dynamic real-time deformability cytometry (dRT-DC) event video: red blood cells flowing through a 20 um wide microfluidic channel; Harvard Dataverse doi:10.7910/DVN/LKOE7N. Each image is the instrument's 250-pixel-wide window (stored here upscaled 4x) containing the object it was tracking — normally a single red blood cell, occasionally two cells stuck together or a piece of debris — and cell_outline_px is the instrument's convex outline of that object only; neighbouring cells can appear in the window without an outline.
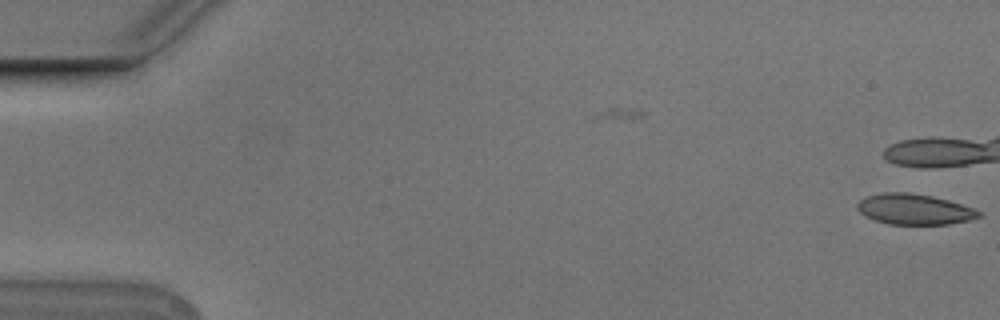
{"species": "Egyptian fruit bat (a non-hibernating species)", "species_latin": "Rousettus aegyptiacus", "temperature_condition": "cold", "stored_images_in_passage": 3, "camera_frame_rate_fps": 3000, "um_per_image_px": 0.085, "animal": {"sex": "male"}, "frame": {"image": 1, "passage_image": 3, "time_ms": 0.667, "image_size_px": [1000, 320], "cell_outline_px": [[984, 216], [972, 220], [948, 224], [888, 224], [864, 216], [856, 208], [856, 204], [860, 200], [868, 196], [884, 192], [908, 192], [932, 196], [948, 200], [972, 208], [980, 212]], "centroid_in_image_um": [77.72, 17.79], "position_along_channel_um": 7.3, "area_um2": 21.68}}